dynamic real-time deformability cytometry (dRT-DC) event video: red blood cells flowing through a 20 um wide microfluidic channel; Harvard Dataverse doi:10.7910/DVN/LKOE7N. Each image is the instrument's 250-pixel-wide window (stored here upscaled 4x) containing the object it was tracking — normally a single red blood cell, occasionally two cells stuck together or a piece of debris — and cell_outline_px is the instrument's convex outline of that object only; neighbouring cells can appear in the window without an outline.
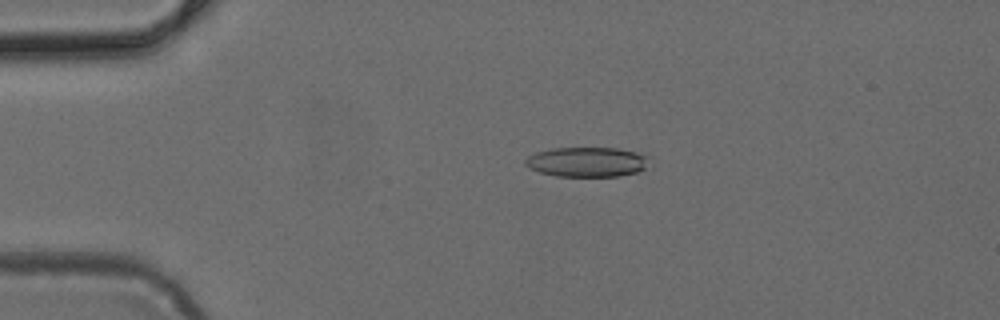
{"species": "common noctule bat (a hibernating species)", "species_latin": "Nyctalus noctula", "temperature_condition": "cold", "stored_images_in_passage": 3, "camera_frame_rate_fps": 3000, "um_per_image_px": 0.085, "animal": {"sex": "female", "body_mass_g": 24.6, "forearm_length_mm": 56.2}, "frame": {"image": 1, "passage_image": 2, "time_ms": 0.333, "image_size_px": [1000, 320], "cell_outline_px": [[652, 156], [644, 168], [636, 172], [620, 176], [556, 176], [540, 172], [528, 168], [524, 164], [524, 160], [528, 156], [536, 152], [552, 148], [616, 148], [636, 152]], "centroid_in_image_um": [49.89, 13.76], "position_along_channel_um": 35.1, "area_um2": 21.62}}